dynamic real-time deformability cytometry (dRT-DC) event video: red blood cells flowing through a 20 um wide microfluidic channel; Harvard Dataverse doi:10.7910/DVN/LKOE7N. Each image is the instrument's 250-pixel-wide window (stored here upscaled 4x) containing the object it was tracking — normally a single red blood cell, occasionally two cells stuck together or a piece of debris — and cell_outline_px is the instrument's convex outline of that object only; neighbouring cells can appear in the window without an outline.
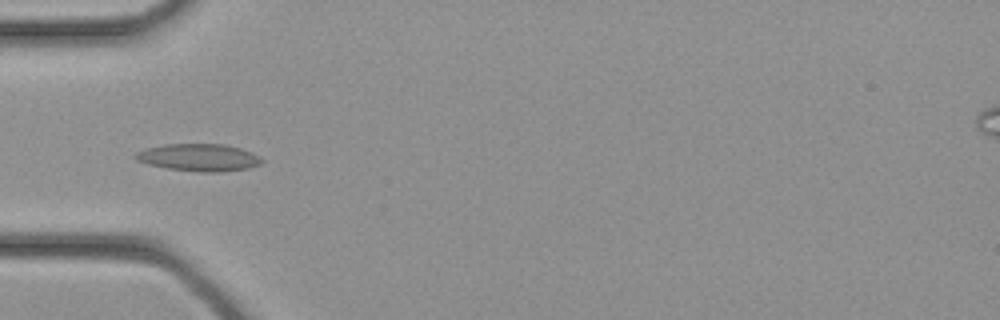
{"species": "common noctule bat (a hibernating species)", "species_latin": "Nyctalus noctula", "temperature_condition": "cold", "stored_images_in_passage": 33, "camera_frame_rate_fps": 3000, "um_per_image_px": 0.085, "animal": {"sex": "female", "body_mass_g": 21.9}, "frame": {"image": 1, "passage_image": 10, "time_ms": 3.0, "image_size_px": [1000, 320], "cell_outline_px": [[264, 160], [260, 164], [248, 168], [220, 172], [200, 172], [168, 168], [148, 164], [136, 160], [132, 156], [136, 152], [144, 148], [164, 144], [224, 144], [240, 148], [252, 152], [260, 156]], "centroid_in_image_um": [16.89, 13.38], "position_along_channel_um": 68.1, "area_um2": 20.23}}
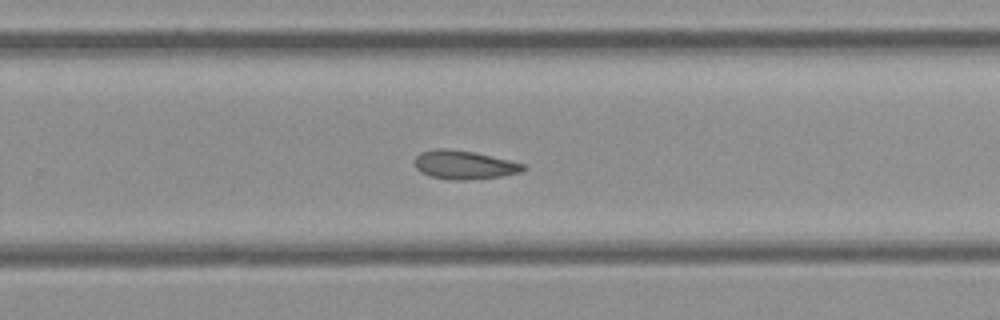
{"frame": {"image": 2, "passage_image": 21, "time_ms": 6.667, "image_size_px": [1000, 320], "cell_outline_px": [[528, 168], [520, 172], [500, 176], [464, 180], [452, 180], [432, 176], [420, 172], [416, 168], [416, 156], [420, 152], [436, 148], [444, 148], [472, 152], [528, 164]], "centroid_in_image_um": [39.48, 14.01], "position_along_channel_um": 290.3, "area_um2": 17.98}}
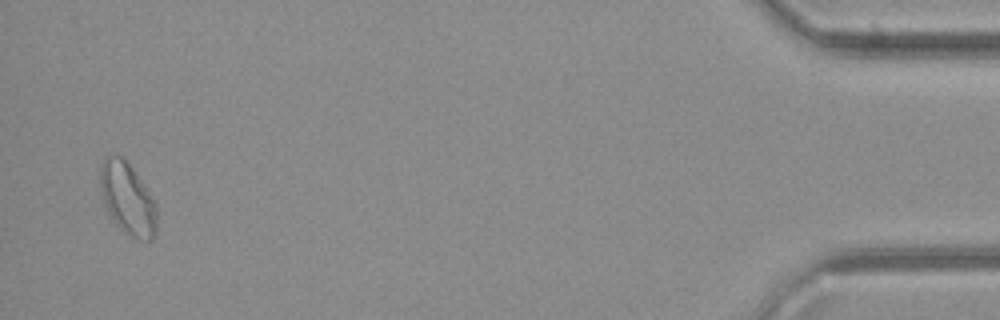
{"frame": {"image": 3, "passage_image": 32, "time_ms": 10.333, "image_size_px": [1000, 320], "cell_outline_px": [[156, 236], [152, 240], [140, 240], [124, 232], [116, 224], [108, 212], [104, 204], [100, 188], [100, 164], [104, 156], [120, 156], [132, 168], [144, 184], [152, 196], [156, 204]], "centroid_in_image_um": [10.84, 16.9], "position_along_channel_um": 424.4, "area_um2": 23.7}}